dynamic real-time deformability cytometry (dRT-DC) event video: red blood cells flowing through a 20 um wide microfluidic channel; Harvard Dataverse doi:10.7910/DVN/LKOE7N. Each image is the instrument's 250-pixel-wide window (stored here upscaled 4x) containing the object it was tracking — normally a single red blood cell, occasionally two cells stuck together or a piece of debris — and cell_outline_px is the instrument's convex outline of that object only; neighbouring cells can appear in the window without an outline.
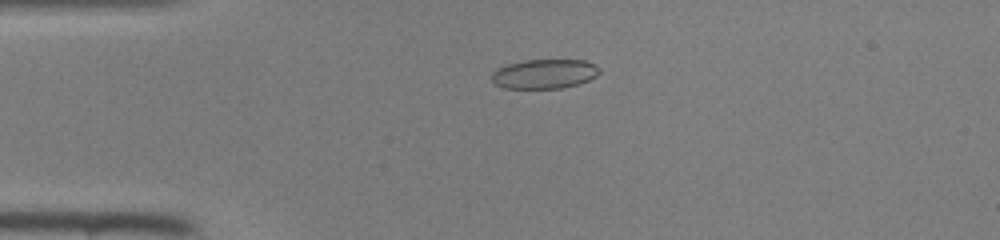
{"species": "common noctule bat (a hibernating species)", "species_latin": "Nyctalus noctula", "temperature_condition": "room temperature", "stored_images_in_passage": 45, "camera_frame_rate_fps": 3000, "um_per_image_px": 0.085, "animal": {"sex": "female", "body_mass_g": 22.0, "forearm_length_mm": 56.7}, "frame": {"image": 1, "passage_image": 9, "time_ms": 2.667, "image_size_px": [1000, 240], "cell_outline_px": [[600, 72], [596, 76], [588, 80], [576, 84], [560, 88], [504, 88], [496, 84], [492, 80], [492, 72], [496, 68], [508, 64], [524, 60], [584, 60], [596, 64], [600, 68]], "centroid_in_image_um": [46.28, 6.27], "position_along_channel_um": 38.7, "area_um2": 18.44}}
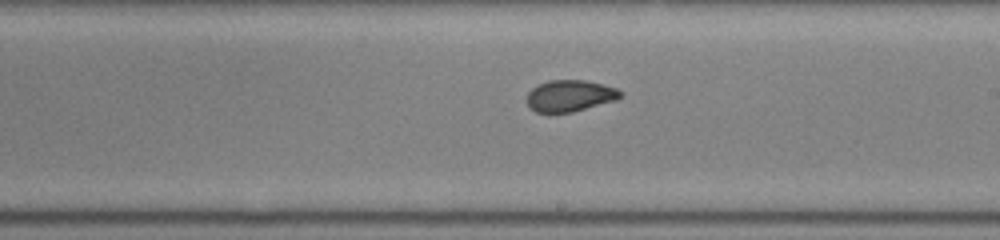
{"frame": {"image": 2, "passage_image": 25, "time_ms": 8.0, "image_size_px": [1000, 240], "cell_outline_px": [[624, 92], [616, 100], [572, 112], [536, 112], [528, 108], [528, 92], [532, 88], [548, 80], [588, 80], [604, 84], [616, 88]], "centroid_in_image_um": [48.46, 8.13], "position_along_channel_um": 240.5, "area_um2": 17.17}}
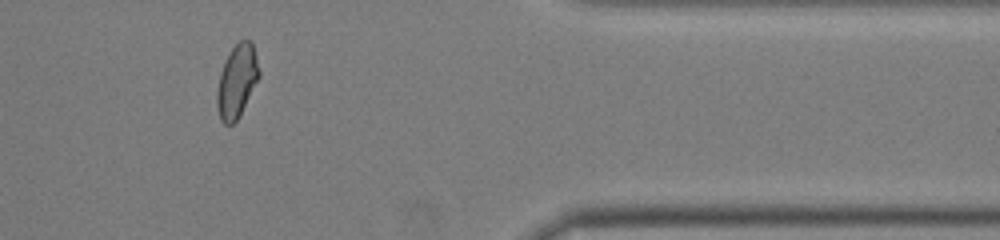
{"frame": {"image": 3, "passage_image": 37, "time_ms": 12.0, "image_size_px": [1000, 240], "cell_outline_px": [[260, 76], [240, 116], [232, 124], [224, 124], [220, 120], [216, 104], [216, 92], [220, 72], [232, 48], [240, 40], [252, 40], [260, 72]], "centroid_in_image_um": [20.14, 6.92], "position_along_channel_um": 391.3, "area_um2": 17.92}}